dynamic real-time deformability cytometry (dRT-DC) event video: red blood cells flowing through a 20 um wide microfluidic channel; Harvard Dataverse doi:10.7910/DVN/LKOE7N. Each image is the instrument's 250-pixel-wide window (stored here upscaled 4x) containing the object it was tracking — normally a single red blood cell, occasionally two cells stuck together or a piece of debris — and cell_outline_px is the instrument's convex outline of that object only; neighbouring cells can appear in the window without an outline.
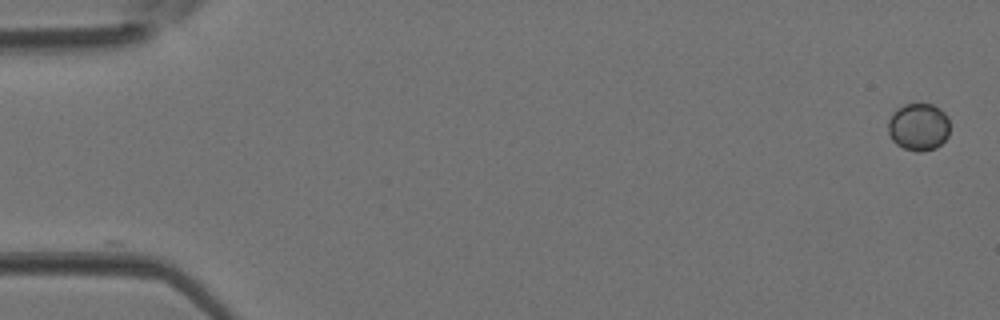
{"species": "Egyptian fruit bat (a non-hibernating species)", "species_latin": "Rousettus aegyptiacus", "temperature_condition": "room temperature", "stored_images_in_passage": 3, "camera_frame_rate_fps": 3000, "um_per_image_px": 0.085, "animal": {"sex": "female"}, "frame": {"image": 1, "passage_image": 1, "time_ms": 0.0, "image_size_px": [1000, 320], "cell_outline_px": [[948, 136], [936, 148], [920, 152], [916, 152], [904, 148], [896, 144], [892, 140], [888, 132], [888, 120], [892, 112], [896, 108], [904, 104], [932, 104], [940, 108], [948, 116]], "centroid_in_image_um": [78.05, 10.78], "position_along_channel_um": 6.9, "area_um2": 17.22}}
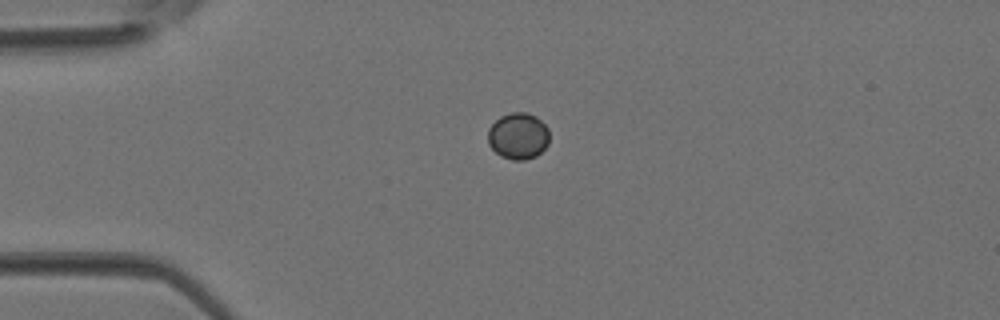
{"frame": {"image": 2, "passage_image": 3, "time_ms": 0.667, "image_size_px": [1000, 320], "cell_outline_px": [[548, 144], [536, 156], [524, 160], [512, 160], [500, 156], [488, 144], [488, 128], [500, 116], [512, 112], [528, 112], [536, 116], [548, 128]], "centroid_in_image_um": [44.03, 11.55], "position_along_channel_um": 41.0, "area_um2": 16.7}}